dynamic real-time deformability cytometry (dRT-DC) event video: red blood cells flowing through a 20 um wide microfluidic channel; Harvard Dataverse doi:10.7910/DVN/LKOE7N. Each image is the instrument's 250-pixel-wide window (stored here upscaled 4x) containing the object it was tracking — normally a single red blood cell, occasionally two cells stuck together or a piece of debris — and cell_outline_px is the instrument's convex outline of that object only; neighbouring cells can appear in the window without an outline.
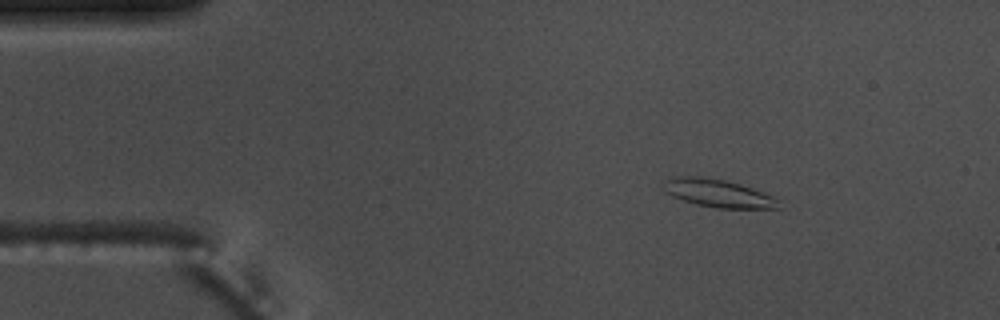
{"species": "common noctule bat (a hibernating species)", "species_latin": "Nyctalus noctula", "temperature_condition": "warm", "stored_images_in_passage": 3, "camera_frame_rate_fps": 3000, "um_per_image_px": 0.085, "animal": {"sex": "male", "body_mass_g": 17.5, "forearm_length_mm": 52.3}, "frame": {"image": 1, "passage_image": 2, "time_ms": 0.333, "image_size_px": [1000, 320], "cell_outline_px": [[780, 208], [716, 208], [696, 204], [672, 196], [664, 192], [660, 188], [660, 184], [664, 180], [676, 176], [708, 176], [740, 184], [764, 192], [780, 200]], "centroid_in_image_um": [60.98, 16.41], "position_along_channel_um": 24.0, "area_um2": 19.07}}
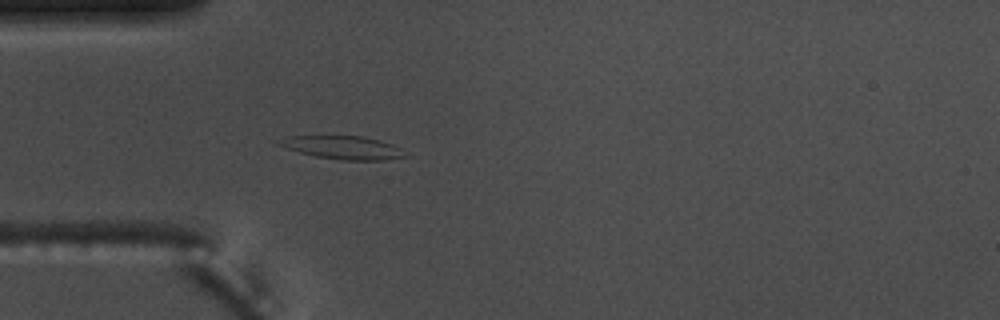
{"frame": {"image": 2, "passage_image": 3, "time_ms": 0.667, "image_size_px": [1000, 320], "cell_outline_px": [[408, 156], [380, 160], [340, 160], [316, 156], [300, 152], [276, 144], [288, 136], [364, 136], [380, 140], [392, 144], [400, 148]], "centroid_in_image_um": [29.19, 12.54], "position_along_channel_um": 55.8, "area_um2": 16.76}}